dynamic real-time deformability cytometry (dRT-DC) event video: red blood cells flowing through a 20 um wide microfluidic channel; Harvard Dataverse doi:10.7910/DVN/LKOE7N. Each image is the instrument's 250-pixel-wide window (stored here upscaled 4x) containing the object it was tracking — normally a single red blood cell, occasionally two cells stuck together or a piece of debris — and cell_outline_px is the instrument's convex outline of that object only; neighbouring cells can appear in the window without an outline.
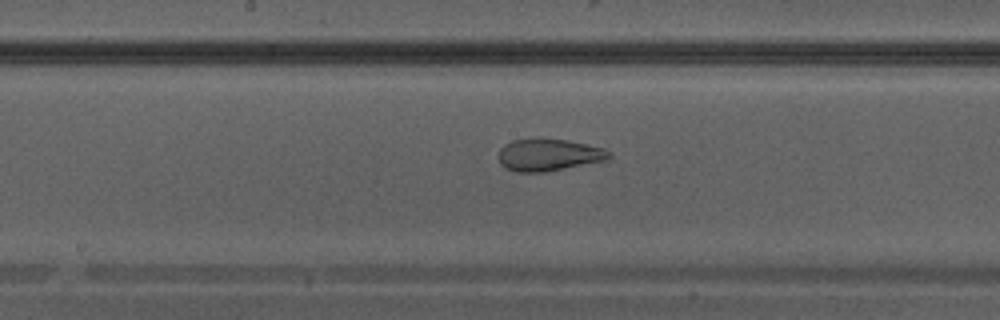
{"species": "Egyptian fruit bat (a non-hibernating species)", "species_latin": "Rousettus aegyptiacus", "temperature_condition": "warm", "stored_images_in_passage": 27, "camera_frame_rate_fps": 3000, "um_per_image_px": 0.085, "animal": {"sex": "male"}, "frame": {"image": 1, "passage_image": 12, "time_ms": 3.667, "image_size_px": [1000, 320], "cell_outline_px": [[612, 156], [608, 160], [544, 172], [516, 172], [504, 168], [500, 164], [500, 148], [504, 144], [512, 140], [528, 136], [540, 136], [568, 140], [588, 144], [604, 148], [612, 152]], "centroid_in_image_um": [46.64, 13.12], "position_along_channel_um": 201.6, "area_um2": 21.5}}
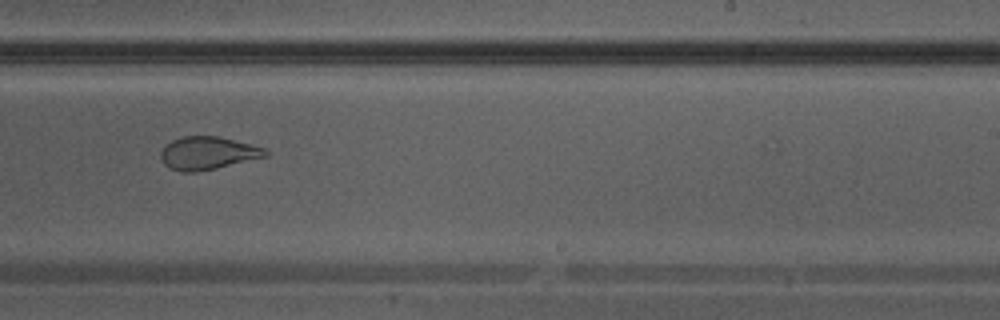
{"frame": {"image": 2, "passage_image": 16, "time_ms": 5.0, "image_size_px": [1000, 320], "cell_outline_px": [[268, 156], [216, 168], [196, 172], [180, 172], [168, 168], [164, 164], [160, 156], [160, 152], [172, 140], [180, 136], [220, 136], [252, 144], [264, 148], [268, 152]], "centroid_in_image_um": [17.65, 13.01], "position_along_channel_um": 271.3, "area_um2": 20.17}}